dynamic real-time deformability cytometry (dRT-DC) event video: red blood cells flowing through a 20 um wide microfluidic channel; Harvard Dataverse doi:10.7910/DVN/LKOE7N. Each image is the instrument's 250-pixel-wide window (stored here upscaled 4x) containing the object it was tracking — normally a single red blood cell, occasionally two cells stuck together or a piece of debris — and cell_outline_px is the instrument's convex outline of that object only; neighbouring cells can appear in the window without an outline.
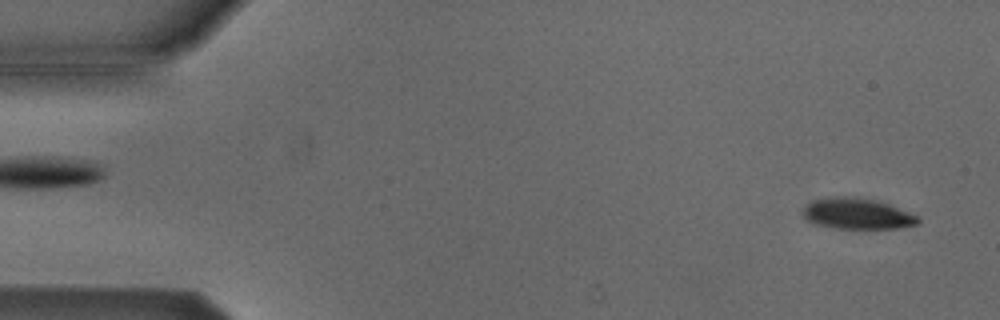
{"species": "Egyptian fruit bat (a non-hibernating species)", "species_latin": "Rousettus aegyptiacus", "temperature_condition": "cold", "stored_images_in_passage": 51, "camera_frame_rate_fps": 3000, "um_per_image_px": 0.085, "animal": {"sex": "male"}, "frame": {"image": 1, "passage_image": 1, "time_ms": 0.0, "image_size_px": [1000, 320], "cell_outline_px": [[920, 224], [896, 228], [836, 228], [816, 224], [808, 220], [800, 212], [812, 200], [836, 196], [856, 196], [876, 200], [888, 204], [908, 212], [916, 216], [920, 220]], "centroid_in_image_um": [72.84, 18.15], "position_along_channel_um": 12.2, "area_um2": 20.63}}
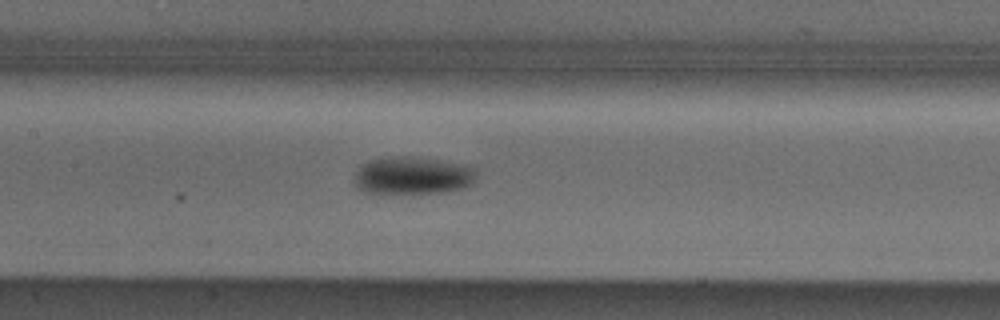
{"frame": {"image": 2, "passage_image": 23, "time_ms": 7.333, "image_size_px": [1000, 320], "cell_outline_px": [[476, 176], [472, 184], [464, 188], [448, 192], [380, 196], [364, 192], [352, 184], [352, 176], [368, 160], [400, 156], [404, 156], [440, 160], [464, 164], [476, 168]], "centroid_in_image_um": [35.03, 14.98], "position_along_channel_um": 172.4, "area_um2": 27.92}}
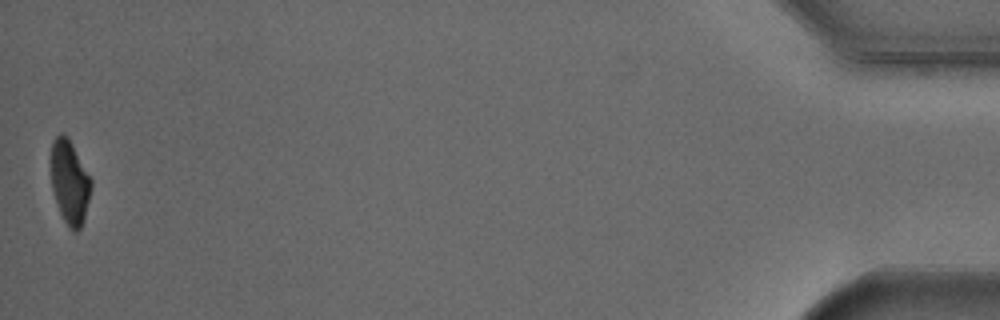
{"frame": {"image": 3, "passage_image": 51, "time_ms": 16.667, "image_size_px": [1000, 320], "cell_outline_px": [[92, 188], [84, 220], [80, 228], [76, 232], [72, 232], [68, 228], [60, 212], [52, 188], [52, 140], [60, 132], [64, 132], [68, 136], [92, 180]], "centroid_in_image_um": [5.95, 15.48], "position_along_channel_um": 429.3, "area_um2": 19.59}, "authors_computed_cell_mechanics": {"area_um2": 23.4668, "velocity_mm_per_s": 3.8279, "shape_relaxation_time_tau1_ms": 1.4191, "shape_relaxation_time_tau2_ms": null, "deformation_change_tau1": 0.111, "deformation_change_tau2": null}}